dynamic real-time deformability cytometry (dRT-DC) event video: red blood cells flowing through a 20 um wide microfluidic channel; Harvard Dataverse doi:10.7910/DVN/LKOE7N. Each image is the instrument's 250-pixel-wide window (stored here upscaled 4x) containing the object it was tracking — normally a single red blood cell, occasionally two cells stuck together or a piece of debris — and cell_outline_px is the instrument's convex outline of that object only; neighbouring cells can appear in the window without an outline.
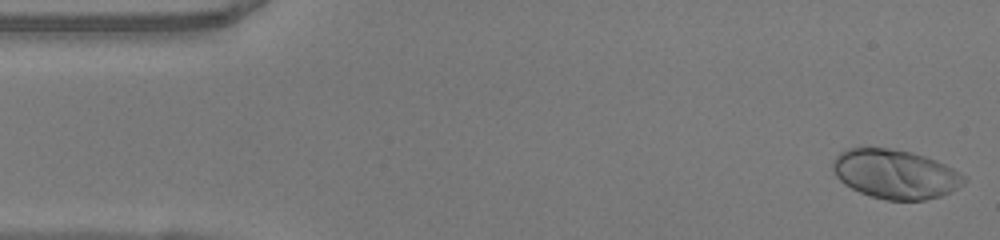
{"species": "human", "species_latin": "Homo sapiens", "temperature_condition": "warm", "stored_images_in_passage": 49, "camera_frame_rate_fps": 3000, "um_per_image_px": 0.085, "donor": {"sex": "female"}, "frame": {"image": 1, "passage_image": 1, "time_ms": 0.0, "image_size_px": [1000, 240], "cell_outline_px": [[968, 180], [964, 184], [940, 196], [924, 200], [884, 200], [860, 192], [844, 184], [836, 176], [832, 168], [832, 164], [836, 156], [840, 152], [848, 148], [888, 148], [912, 152], [936, 160], [960, 172]], "centroid_in_image_um": [76.09, 14.79], "position_along_channel_um": 8.9, "area_um2": 37.45}}
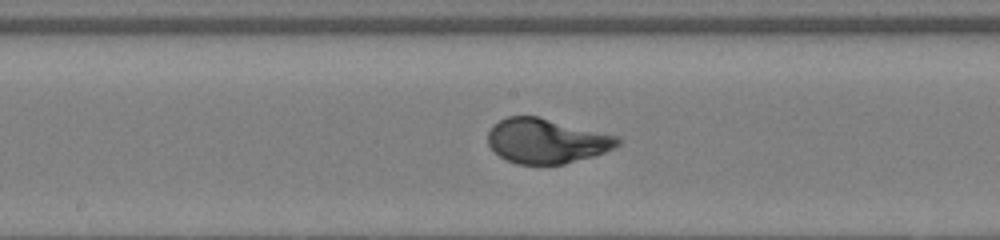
{"frame": {"image": 2, "passage_image": 24, "time_ms": 7.667, "image_size_px": [1000, 240], "cell_outline_px": [[624, 140], [616, 148], [592, 156], [564, 164], [516, 164], [500, 156], [488, 144], [488, 132], [492, 124], [508, 116], [540, 116], [620, 136]], "centroid_in_image_um": [46.5, 11.96], "position_along_channel_um": 201.7, "area_um2": 34.22}}
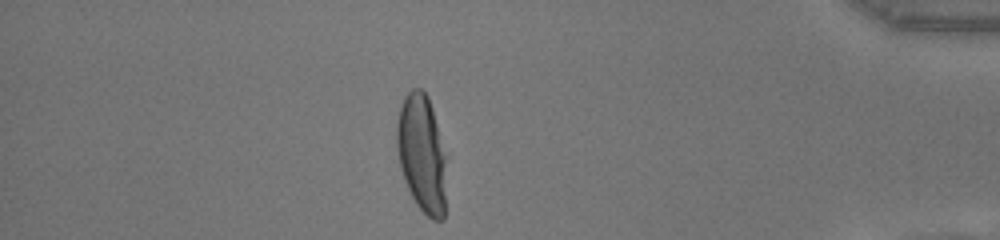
{"frame": {"image": 3, "passage_image": 42, "time_ms": 13.667, "image_size_px": [1000, 240], "cell_outline_px": [[444, 220], [432, 220], [416, 204], [408, 188], [400, 168], [396, 148], [396, 124], [400, 108], [404, 96], [412, 88], [420, 88], [428, 96], [432, 108], [444, 156]], "centroid_in_image_um": [35.8, 13.03], "position_along_channel_um": 399.4, "area_um2": 33.35}, "authors_computed_cell_mechanics": {"area_um2": 34.5066, "velocity_mm_per_s": 4.0604, "shape_relaxation_time_tau1_ms": 3.4372, "shape_relaxation_time_tau2_ms": null, "deformation_change_tau1": 0.2258, "deformation_change_tau2": null}}